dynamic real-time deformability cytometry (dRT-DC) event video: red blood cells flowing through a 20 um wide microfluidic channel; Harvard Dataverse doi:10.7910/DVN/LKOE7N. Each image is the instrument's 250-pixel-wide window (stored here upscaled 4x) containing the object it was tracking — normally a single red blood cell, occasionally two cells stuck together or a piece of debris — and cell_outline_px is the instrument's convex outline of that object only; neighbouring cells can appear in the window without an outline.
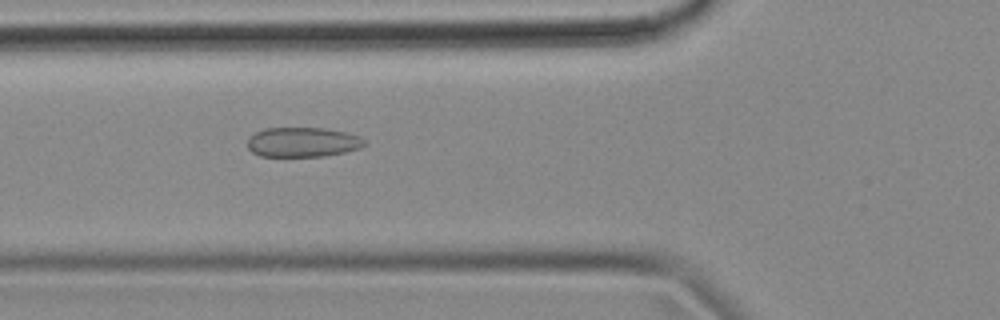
{"species": "common noctule bat (a hibernating species)", "species_latin": "Nyctalus noctula", "temperature_condition": "cold", "stored_images_in_passage": 54, "camera_frame_rate_fps": 3000, "um_per_image_px": 0.085, "animal": {"sex": "female", "body_mass_g": 18.4}, "frame": {"image": 1, "passage_image": 19, "time_ms": 6.0, "image_size_px": [1000, 320], "cell_outline_px": [[368, 144], [360, 148], [344, 152], [324, 156], [260, 156], [252, 152], [248, 148], [248, 136], [264, 128], [324, 128], [348, 132], [360, 136]], "centroid_in_image_um": [25.74, 12.07], "position_along_channel_um": 100.1, "area_um2": 20.4}}
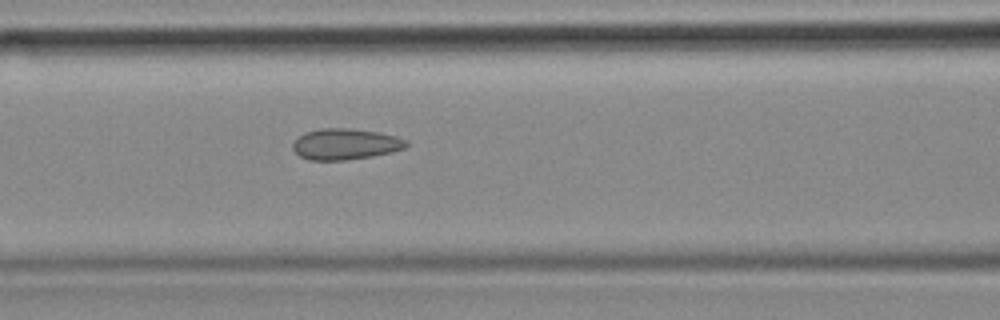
{"frame": {"image": 2, "passage_image": 22, "time_ms": 7.0, "image_size_px": [1000, 320], "cell_outline_px": [[408, 144], [404, 148], [392, 152], [372, 156], [344, 160], [308, 160], [300, 156], [292, 148], [292, 144], [304, 132], [320, 128], [348, 128], [376, 132], [396, 136], [408, 140]], "centroid_in_image_um": [29.35, 12.25], "position_along_channel_um": 137.3, "area_um2": 20.46}}
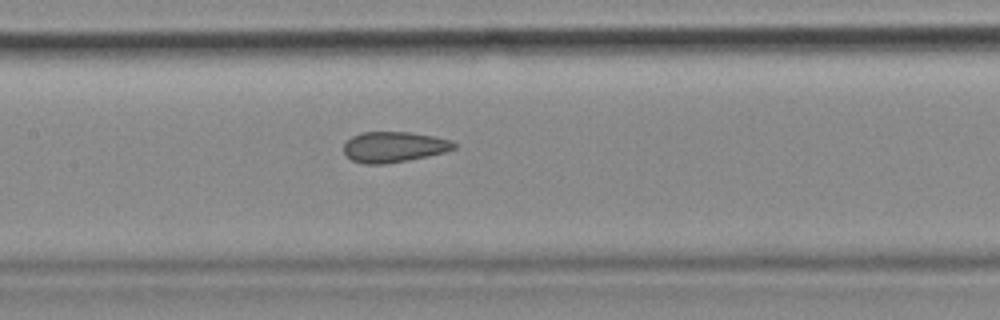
{"frame": {"image": 3, "passage_image": 25, "time_ms": 8.0, "image_size_px": [1000, 320], "cell_outline_px": [[456, 148], [444, 152], [428, 156], [408, 160], [384, 164], [364, 164], [352, 160], [344, 152], [344, 144], [352, 136], [364, 132], [412, 132], [452, 140], [456, 144]], "centroid_in_image_um": [33.5, 12.49], "position_along_channel_um": 173.9, "area_um2": 19.59}, "authors_computed_cell_mechanics": {"area_um2": 20.7791, "velocity_mm_per_s": 3.6744, "shape_relaxation_time_tau1_ms": null, "shape_relaxation_time_tau2_ms": 2.5962, "deformation_change_tau1": null, "deformation_change_tau2": 0.0944}}